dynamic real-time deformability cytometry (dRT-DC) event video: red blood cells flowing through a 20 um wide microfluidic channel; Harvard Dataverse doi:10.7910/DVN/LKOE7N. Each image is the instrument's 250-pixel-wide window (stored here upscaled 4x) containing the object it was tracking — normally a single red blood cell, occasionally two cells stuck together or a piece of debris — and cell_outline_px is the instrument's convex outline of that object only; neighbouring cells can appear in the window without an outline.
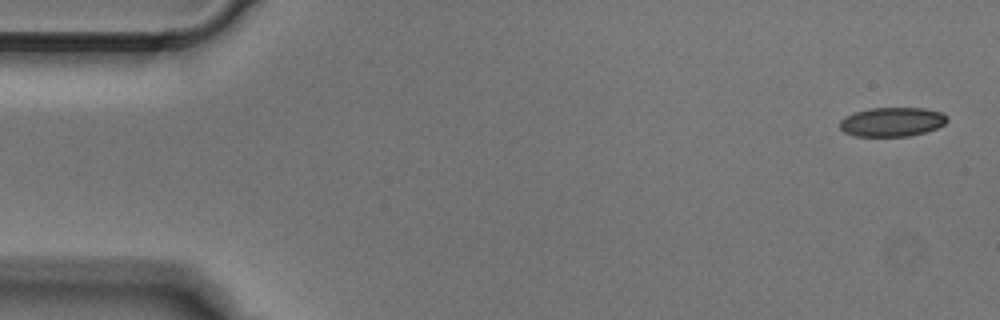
{"species": "Egyptian fruit bat (a non-hibernating species)", "species_latin": "Rousettus aegyptiacus", "temperature_condition": "cold", "stored_images_in_passage": 5, "camera_frame_rate_fps": 3000, "um_per_image_px": 0.085, "animal": {"sex": "male"}, "frame": {"image": 1, "passage_image": 1, "time_ms": 0.0, "image_size_px": [1000, 320], "cell_outline_px": [[948, 120], [944, 124], [936, 128], [924, 132], [908, 136], [856, 136], [844, 132], [840, 128], [840, 120], [844, 116], [856, 112], [872, 108], [924, 108], [940, 112], [948, 116]], "centroid_in_image_um": [75.82, 10.36], "position_along_channel_um": 9.2, "area_um2": 18.15}}
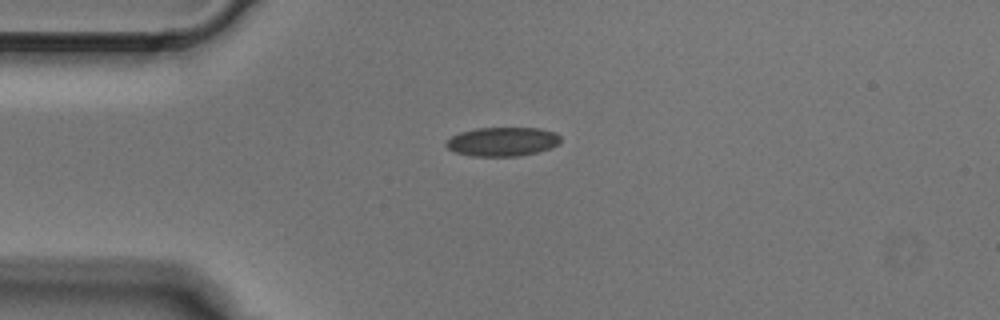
{"frame": {"image": 2, "passage_image": 4, "time_ms": 1.0, "image_size_px": [1000, 320], "cell_outline_px": [[560, 140], [556, 144], [548, 148], [536, 152], [516, 156], [472, 156], [456, 152], [448, 148], [444, 144], [452, 136], [460, 132], [476, 128], [540, 128], [556, 132], [560, 136]], "centroid_in_image_um": [42.69, 12.03], "position_along_channel_um": 42.3, "area_um2": 19.13}}
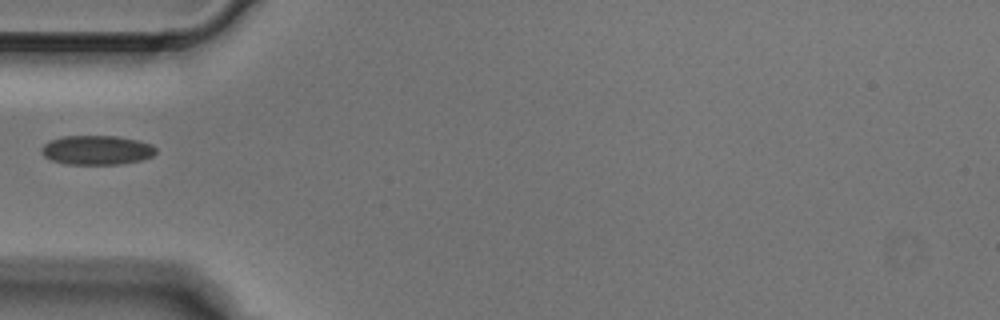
{"frame": {"image": 3, "passage_image": 5, "time_ms": 1.333, "image_size_px": [1000, 320], "cell_outline_px": [[156, 152], [152, 156], [140, 160], [120, 164], [68, 164], [52, 160], [44, 156], [40, 152], [40, 148], [48, 140], [64, 136], [116, 136], [136, 140], [152, 144], [156, 148]], "centroid_in_image_um": [8.2, 12.75], "position_along_channel_um": 76.8, "area_um2": 19.54}}